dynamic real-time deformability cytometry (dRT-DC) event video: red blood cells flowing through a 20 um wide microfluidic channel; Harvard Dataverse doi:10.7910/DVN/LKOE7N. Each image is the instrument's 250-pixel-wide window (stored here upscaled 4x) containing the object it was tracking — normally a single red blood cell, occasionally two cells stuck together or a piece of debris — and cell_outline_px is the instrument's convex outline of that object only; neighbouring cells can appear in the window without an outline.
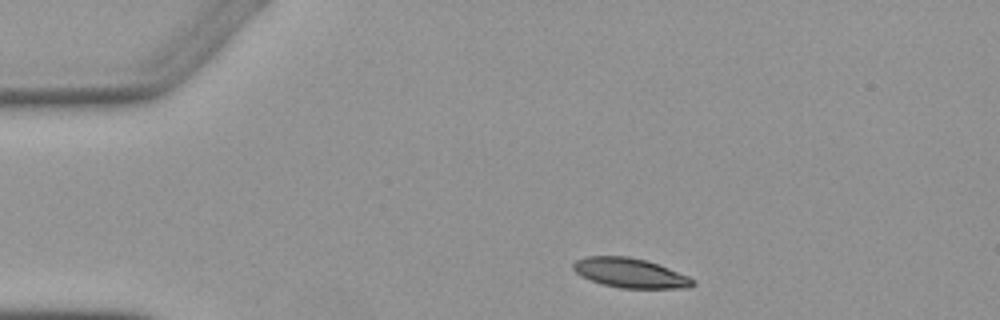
{"species": "Egyptian fruit bat (a non-hibernating species)", "species_latin": "Rousettus aegyptiacus", "temperature_condition": "warm", "stored_images_in_passage": 3, "camera_frame_rate_fps": 3000, "um_per_image_px": 0.085, "animal": {"sex": "female"}, "frame": {"image": 1, "passage_image": 1, "time_ms": 0.0, "image_size_px": [1000, 320], "cell_outline_px": [[696, 284], [688, 288], [620, 288], [600, 284], [580, 276], [572, 268], [572, 264], [576, 260], [588, 256], [628, 256], [644, 260], [668, 268], [688, 276], [696, 280]], "centroid_in_image_um": [53.54, 23.21], "position_along_channel_um": 31.5, "area_um2": 20.63}}
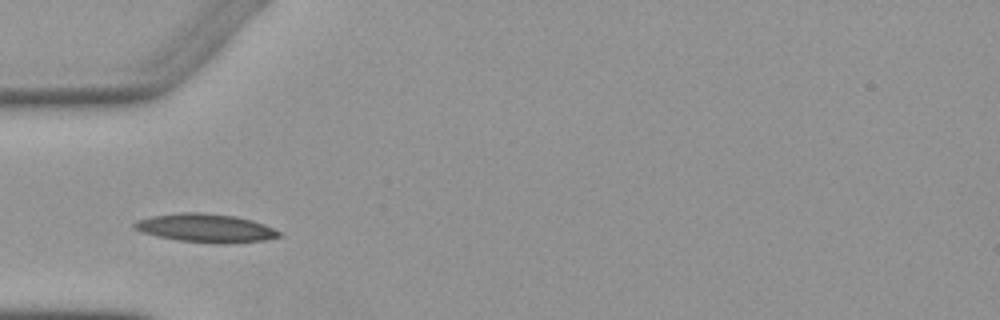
{"frame": {"image": 2, "passage_image": 3, "time_ms": 2.333, "image_size_px": [1000, 320], "cell_outline_px": [[280, 236], [264, 240], [224, 244], [216, 244], [176, 240], [144, 232], [132, 228], [132, 224], [136, 220], [152, 216], [184, 212], [204, 212], [236, 216], [252, 220], [264, 224], [280, 232]], "centroid_in_image_um": [17.48, 19.38], "position_along_channel_um": 67.5, "area_um2": 23.99}}